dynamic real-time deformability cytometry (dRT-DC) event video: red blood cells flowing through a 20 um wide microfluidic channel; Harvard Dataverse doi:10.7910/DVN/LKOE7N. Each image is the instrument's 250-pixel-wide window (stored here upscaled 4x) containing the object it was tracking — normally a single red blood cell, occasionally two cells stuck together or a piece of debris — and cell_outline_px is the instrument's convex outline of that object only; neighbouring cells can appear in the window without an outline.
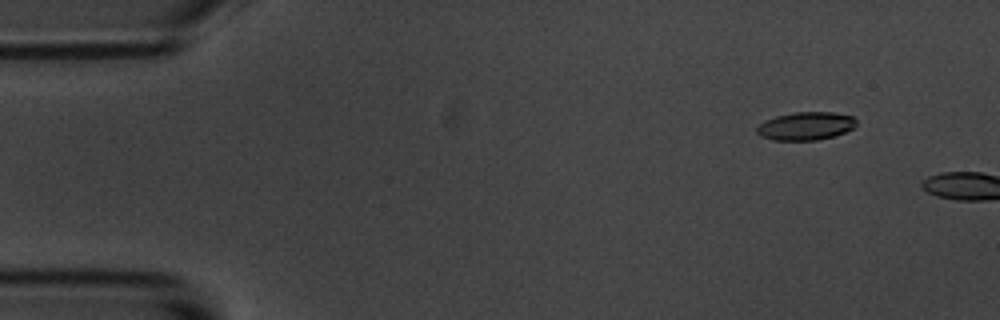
{"species": "common noctule bat (a hibernating species)", "species_latin": "Nyctalus noctula", "temperature_condition": "room temperature", "stored_images_in_passage": 2, "camera_frame_rate_fps": 3000, "um_per_image_px": 0.085, "animal": {"sex": "male", "body_mass_g": 20.1, "forearm_length_mm": 53.5}, "frame": {"image": 1, "passage_image": 1, "time_ms": 0.0, "image_size_px": [1000, 320], "cell_outline_px": [[856, 124], [852, 128], [844, 132], [832, 136], [816, 140], [772, 140], [760, 136], [756, 132], [756, 128], [764, 120], [776, 116], [792, 112], [832, 112], [852, 116], [856, 120]], "centroid_in_image_um": [68.44, 10.7], "position_along_channel_um": 16.6, "area_um2": 16.24}}